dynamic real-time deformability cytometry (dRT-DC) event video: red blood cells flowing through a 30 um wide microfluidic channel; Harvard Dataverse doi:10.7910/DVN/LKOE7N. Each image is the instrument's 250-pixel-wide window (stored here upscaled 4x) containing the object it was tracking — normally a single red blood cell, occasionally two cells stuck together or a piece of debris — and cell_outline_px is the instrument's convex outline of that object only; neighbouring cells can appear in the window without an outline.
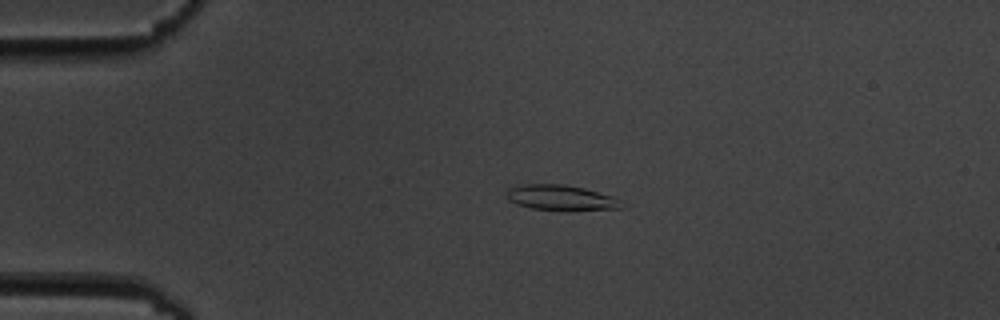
{"species": "common noctule bat (a hibernating species)", "species_latin": "Nyctalus noctula", "temperature_condition": "cold", "stored_images_in_passage": 5, "camera_frame_rate_fps": 3000, "um_per_image_px": 0.085, "animal": {"sex": "male", "body_mass_g": 19.5, "forearm_length_mm": 54.6}, "frame": {"image": 1, "passage_image": 4, "time_ms": 3.333, "image_size_px": [1000, 320], "cell_outline_px": [[624, 208], [572, 212], [564, 212], [532, 208], [516, 204], [508, 200], [508, 188], [524, 184], [564, 184], [584, 188], [612, 196]], "centroid_in_image_um": [47.68, 16.84], "position_along_channel_um": 37.3, "area_um2": 17.28}}